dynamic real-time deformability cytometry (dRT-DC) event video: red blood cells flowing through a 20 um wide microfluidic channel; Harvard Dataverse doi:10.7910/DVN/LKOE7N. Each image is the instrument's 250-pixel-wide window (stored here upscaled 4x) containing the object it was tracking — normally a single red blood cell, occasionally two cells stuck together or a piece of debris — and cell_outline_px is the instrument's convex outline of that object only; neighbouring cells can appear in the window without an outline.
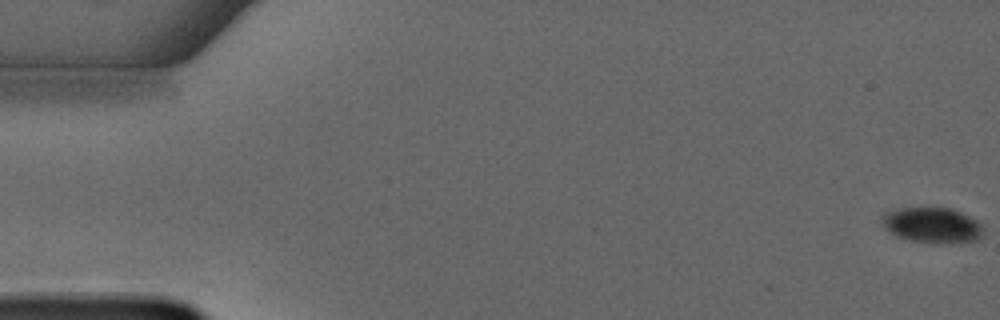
{"species": "common noctule bat (a hibernating species)", "species_latin": "Nyctalus noctula", "temperature_condition": "warm", "stored_images_in_passage": 56, "camera_frame_rate_fps": 3000, "um_per_image_px": 0.085, "animal": {"sex": "male", "forearm_length_mm": 52.5}, "frame": {"image": 1, "passage_image": 1, "time_ms": 0.0, "image_size_px": [1000, 320], "cell_outline_px": [[984, 236], [976, 240], [944, 244], [936, 244], [912, 240], [896, 236], [884, 228], [880, 220], [880, 216], [884, 212], [900, 208], [948, 208], [960, 212], [976, 220], [984, 228]], "centroid_in_image_um": [79.22, 19.15], "position_along_channel_um": 5.8, "area_um2": 21.15}}
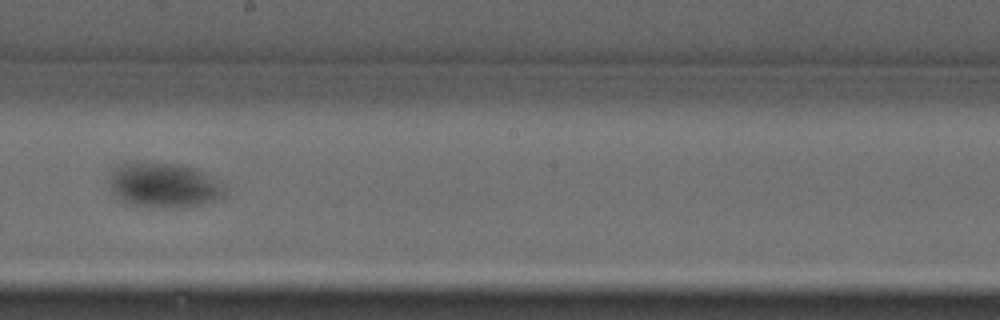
{"frame": {"image": 2, "passage_image": 32, "time_ms": 10.333, "image_size_px": [1000, 320], "cell_outline_px": [[220, 192], [212, 200], [196, 204], [128, 204], [120, 200], [116, 196], [112, 188], [112, 176], [116, 168], [120, 164], [176, 164], [192, 168], [200, 172], [216, 184], [220, 188]], "centroid_in_image_um": [13.78, 15.7], "position_along_channel_um": 234.4, "area_um2": 26.76}}
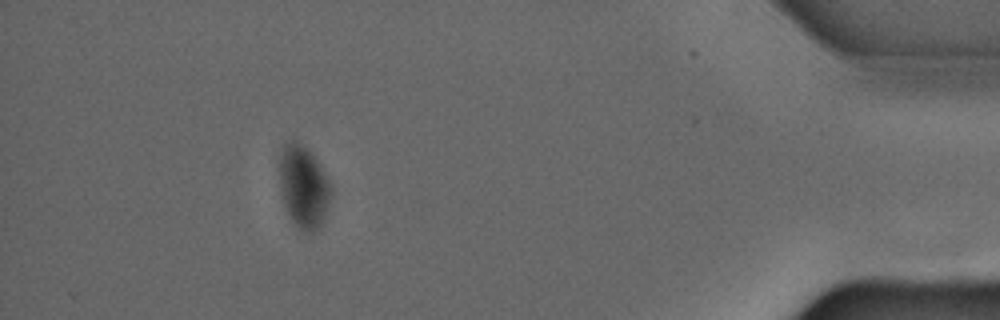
{"frame": {"image": 3, "passage_image": 51, "time_ms": 16.667, "image_size_px": [1000, 320], "cell_outline_px": [[332, 192], [324, 216], [316, 232], [304, 232], [288, 216], [284, 204], [280, 184], [280, 152], [284, 144], [288, 140], [296, 136], [312, 152], [320, 164], [332, 184]], "centroid_in_image_um": [25.81, 15.78], "position_along_channel_um": 409.4, "area_um2": 25.2}, "authors_computed_cell_mechanics": {"area_um2": 24.4783, "velocity_mm_per_s": 3.6932, "shape_relaxation_time_tau1_ms": 2.1378, "shape_relaxation_time_tau2_ms": null, "deformation_change_tau1": 0.1121, "deformation_change_tau2": null}}